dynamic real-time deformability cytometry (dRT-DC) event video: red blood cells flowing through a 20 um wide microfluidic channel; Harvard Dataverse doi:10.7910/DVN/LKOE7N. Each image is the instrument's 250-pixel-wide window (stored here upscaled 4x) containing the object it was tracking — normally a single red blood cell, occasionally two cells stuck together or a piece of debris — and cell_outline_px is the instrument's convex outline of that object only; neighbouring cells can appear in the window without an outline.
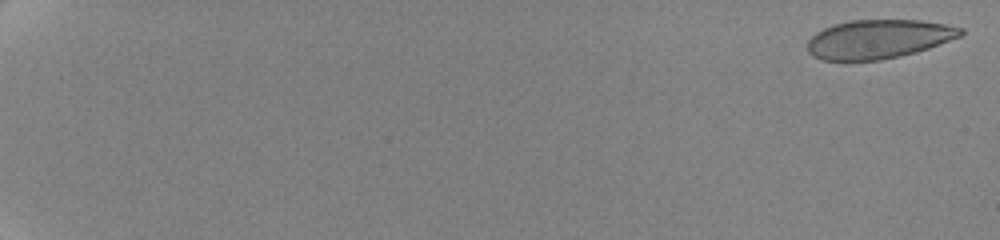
{"species": "human", "species_latin": "Homo sapiens", "temperature_condition": "cold", "stored_images_in_passage": 62, "camera_frame_rate_fps": 3000, "um_per_image_px": 0.085, "donor": {"sex": "female"}, "frame": {"image": 1, "passage_image": 1, "time_ms": 0.0, "image_size_px": [1000, 240], "cell_outline_px": [[964, 32], [960, 36], [928, 48], [916, 52], [900, 56], [880, 60], [824, 60], [812, 56], [808, 52], [808, 40], [816, 32], [832, 24], [852, 20], [920, 20], [944, 24], [964, 28]], "centroid_in_image_um": [74.66, 3.32], "position_along_channel_um": 10.3, "area_um2": 34.62}}
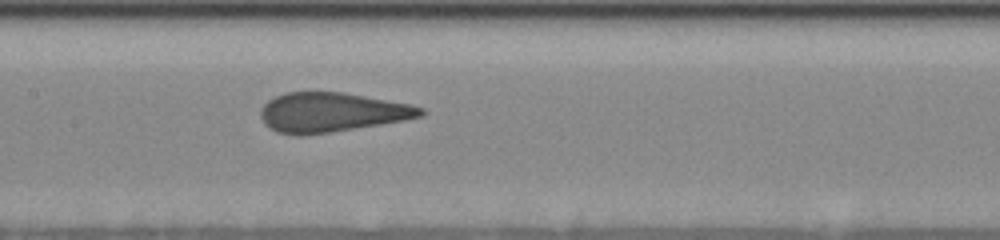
{"frame": {"image": 2, "passage_image": 36, "time_ms": 11.0, "image_size_px": [1000, 240], "cell_outline_px": [[424, 116], [404, 120], [380, 124], [328, 132], [276, 132], [264, 124], [260, 116], [260, 108], [268, 100], [276, 96], [288, 92], [344, 92], [412, 104], [424, 108]], "centroid_in_image_um": [28.23, 9.5], "position_along_channel_um": 179.2, "area_um2": 36.07}}
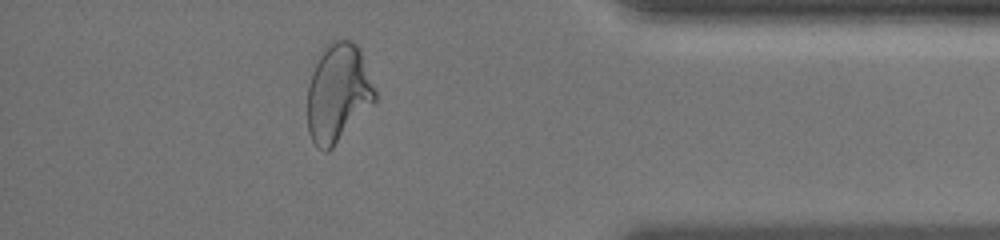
{"frame": {"image": 3, "passage_image": 61, "time_ms": 18.0, "image_size_px": [1000, 240], "cell_outline_px": [[376, 100], [332, 148], [328, 152], [324, 152], [316, 148], [308, 132], [308, 84], [312, 72], [324, 44], [332, 40], [352, 40], [360, 48], [376, 92]], "centroid_in_image_um": [28.72, 7.89], "position_along_channel_um": 406.5, "area_um2": 38.78}}